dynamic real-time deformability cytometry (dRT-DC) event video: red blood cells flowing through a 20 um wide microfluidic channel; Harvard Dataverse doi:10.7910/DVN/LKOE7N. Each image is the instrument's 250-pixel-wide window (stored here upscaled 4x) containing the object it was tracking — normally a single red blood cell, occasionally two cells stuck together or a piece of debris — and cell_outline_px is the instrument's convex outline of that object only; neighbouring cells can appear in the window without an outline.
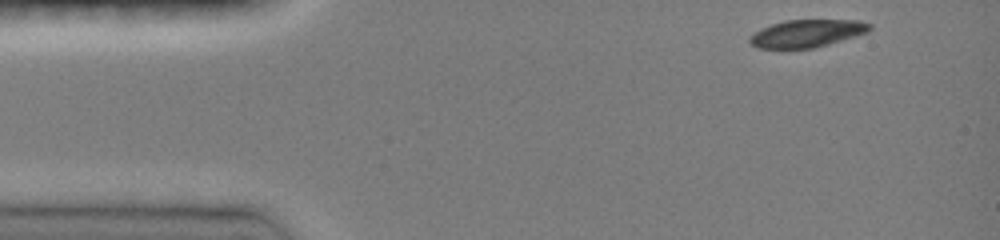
{"species": "common noctule bat (a hibernating species)", "species_latin": "Nyctalus noctula", "temperature_condition": "room temperature", "stored_images_in_passage": 39, "camera_frame_rate_fps": 3000, "um_per_image_px": 0.085, "animal": {"sex": "female", "body_mass_g": 19.0, "forearm_length_mm": 51.5}, "frame": {"image": 1, "passage_image": 1, "time_ms": 0.0, "image_size_px": [1000, 240], "cell_outline_px": [[872, 28], [868, 32], [856, 36], [828, 44], [812, 48], [756, 48], [748, 40], [748, 36], [760, 28], [784, 20], [860, 20], [872, 24]], "centroid_in_image_um": [68.58, 2.83], "position_along_channel_um": 16.4, "area_um2": 19.36}}
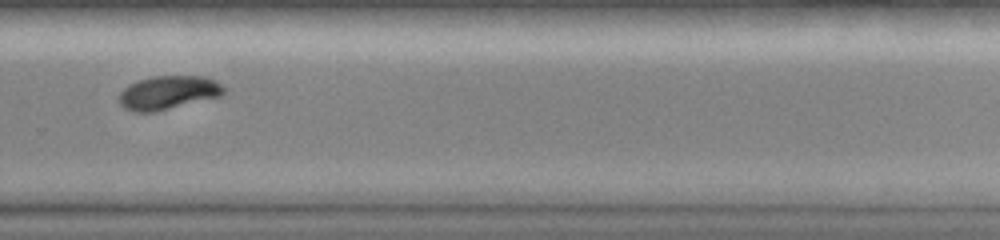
{"frame": {"image": 2, "passage_image": 29, "time_ms": 9.333, "image_size_px": [1000, 240], "cell_outline_px": [[224, 92], [220, 96], [152, 112], [132, 112], [124, 108], [120, 104], [120, 92], [128, 84], [152, 76], [204, 76], [216, 80], [224, 88]], "centroid_in_image_um": [14.27, 7.86], "position_along_channel_um": 315.5, "area_um2": 20.29}}
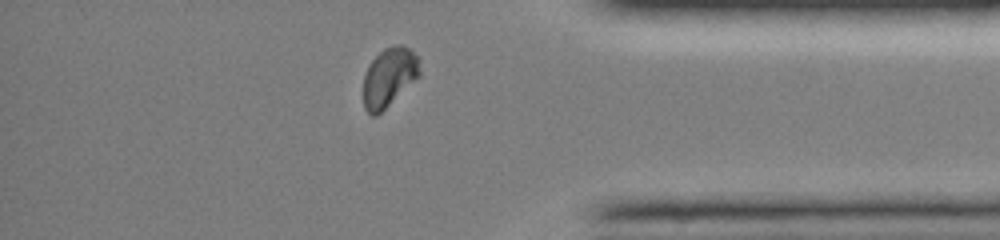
{"frame": {"image": 3, "passage_image": 36, "time_ms": 11.667, "image_size_px": [1000, 240], "cell_outline_px": [[420, 76], [376, 116], [372, 116], [364, 108], [364, 76], [368, 64], [384, 48], [396, 44], [400, 44], [408, 48], [420, 56]], "centroid_in_image_um": [33.1, 6.53], "position_along_channel_um": 402.1, "area_um2": 19.42}, "authors_computed_cell_mechanics": {"area_um2": 21.3282, "velocity_mm_per_s": 4.0881, "shape_relaxation_time_tau1_ms": 2.7827, "shape_relaxation_time_tau2_ms": 4.5562, "deformation_change_tau1": 0.145, "deformation_change_tau2": 0.0398}}